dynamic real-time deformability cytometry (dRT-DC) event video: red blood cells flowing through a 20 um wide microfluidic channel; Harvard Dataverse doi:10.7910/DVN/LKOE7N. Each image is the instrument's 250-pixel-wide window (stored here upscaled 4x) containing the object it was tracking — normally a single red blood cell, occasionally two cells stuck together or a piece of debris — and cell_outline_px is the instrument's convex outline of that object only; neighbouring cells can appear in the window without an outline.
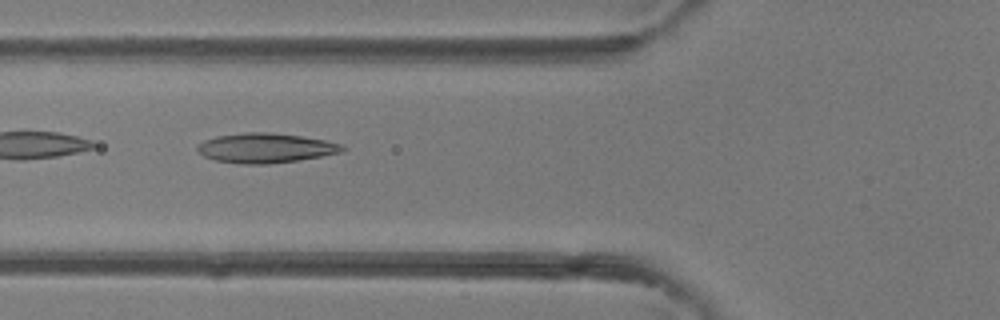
{"species": "common noctule bat (a hibernating species)", "species_latin": "Nyctalus noctula", "temperature_condition": "room temperature", "stored_images_in_passage": 7, "camera_frame_rate_fps": 3000, "um_per_image_px": 0.085, "animal": {"sex": "female"}, "frame": {"image": 1, "passage_image": 7, "time_ms": 7.667, "image_size_px": [1000, 320], "cell_outline_px": [[348, 148], [344, 152], [296, 160], [268, 164], [244, 164], [216, 160], [204, 156], [196, 148], [196, 144], [204, 140], [216, 136], [244, 132], [268, 132], [300, 136], [324, 140], [340, 144]], "centroid_in_image_um": [22.56, 12.57], "position_along_channel_um": 103.2, "area_um2": 24.97}}